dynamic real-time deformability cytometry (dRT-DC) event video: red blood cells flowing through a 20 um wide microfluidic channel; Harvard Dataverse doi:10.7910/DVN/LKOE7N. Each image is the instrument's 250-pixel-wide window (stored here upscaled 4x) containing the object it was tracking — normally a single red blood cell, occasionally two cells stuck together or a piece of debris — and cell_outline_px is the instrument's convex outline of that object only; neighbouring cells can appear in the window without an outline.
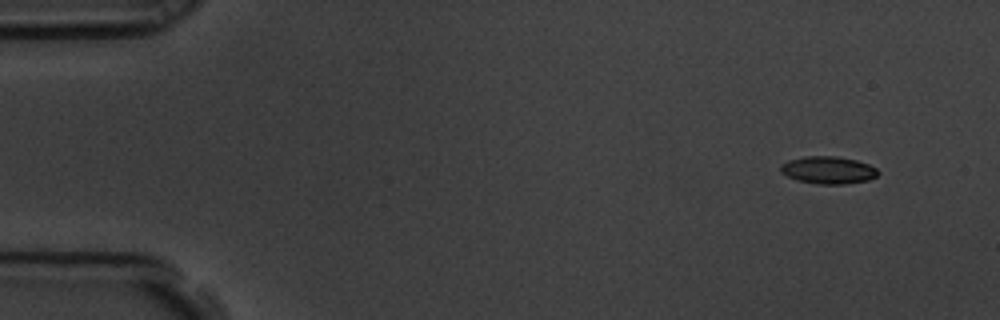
{"species": "common noctule bat (a hibernating species)", "species_latin": "Nyctalus noctula", "temperature_condition": "room temperature", "stored_images_in_passage": 5, "camera_frame_rate_fps": 3000, "um_per_image_px": 0.085, "animal": {"sex": "male", "body_mass_g": 19.5, "forearm_length_mm": 54.6}, "frame": {"image": 1, "passage_image": 1, "time_ms": 0.0, "image_size_px": [1000, 320], "cell_outline_px": [[880, 172], [876, 176], [868, 180], [844, 184], [816, 184], [796, 180], [780, 172], [780, 164], [788, 160], [804, 156], [836, 156], [856, 160], [868, 164], [876, 168]], "centroid_in_image_um": [70.37, 14.45], "position_along_channel_um": 14.6, "area_um2": 15.66}}
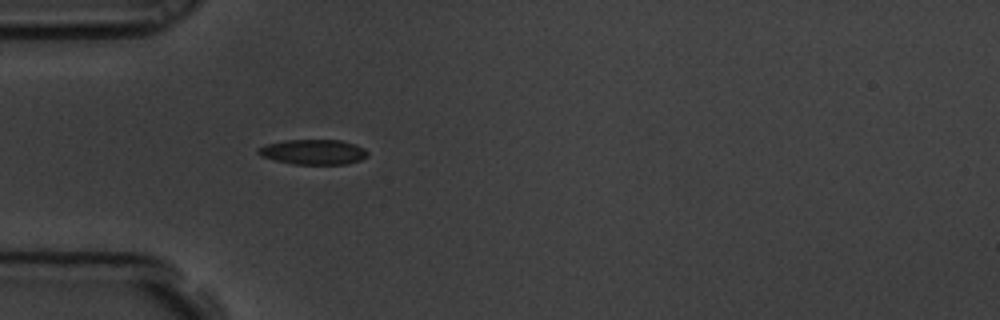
{"frame": {"image": 2, "passage_image": 5, "time_ms": 1.333, "image_size_px": [1000, 320], "cell_outline_px": [[368, 156], [360, 160], [348, 164], [292, 164], [260, 156], [256, 152], [256, 148], [268, 144], [284, 140], [340, 140], [356, 144], [364, 148], [368, 152]], "centroid_in_image_um": [26.64, 12.92], "position_along_channel_um": 58.4, "area_um2": 16.07}}